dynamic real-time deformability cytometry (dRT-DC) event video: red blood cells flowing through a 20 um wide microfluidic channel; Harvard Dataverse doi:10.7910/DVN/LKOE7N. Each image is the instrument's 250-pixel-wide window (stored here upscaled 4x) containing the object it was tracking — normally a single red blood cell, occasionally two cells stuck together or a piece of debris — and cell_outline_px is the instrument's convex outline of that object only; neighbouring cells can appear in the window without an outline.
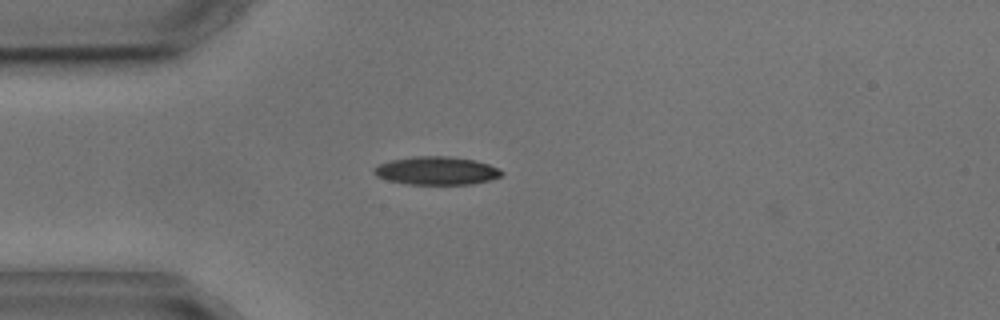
{"species": "common noctule bat (a hibernating species)", "species_latin": "Nyctalus noctula", "temperature_condition": "cold", "stored_images_in_passage": 2, "camera_frame_rate_fps": 3000, "um_per_image_px": 0.085, "animal": {"sex": "male", "body_mass_g": 17.9, "forearm_length_mm": 54.2}, "frame": {"image": 1, "passage_image": 1, "time_ms": 0.0, "image_size_px": [1000, 320], "cell_outline_px": [[504, 172], [500, 176], [492, 180], [472, 184], [408, 184], [388, 180], [376, 176], [372, 172], [372, 168], [380, 164], [392, 160], [412, 156], [448, 156], [476, 160], [488, 164]], "centroid_in_image_um": [37.09, 14.51], "position_along_channel_um": 47.9, "area_um2": 20.98}}